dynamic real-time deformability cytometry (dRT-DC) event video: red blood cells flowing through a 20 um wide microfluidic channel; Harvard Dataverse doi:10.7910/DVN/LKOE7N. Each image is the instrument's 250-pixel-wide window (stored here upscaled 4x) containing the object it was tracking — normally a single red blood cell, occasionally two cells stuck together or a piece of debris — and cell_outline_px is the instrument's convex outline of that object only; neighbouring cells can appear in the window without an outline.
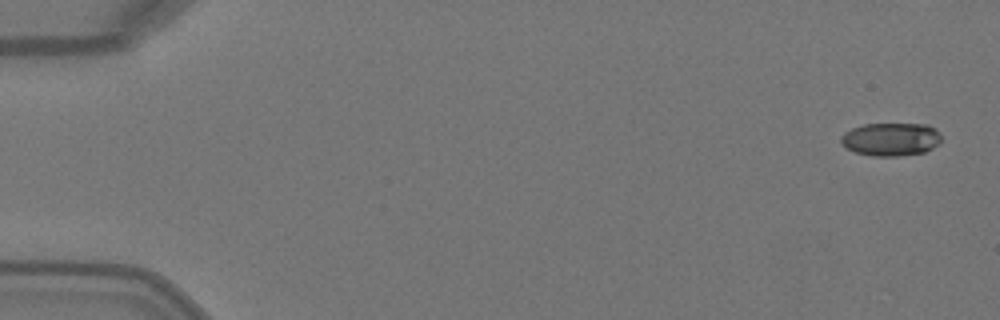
{"species": "Egyptian fruit bat (a non-hibernating species)", "species_latin": "Rousettus aegyptiacus", "temperature_condition": "warm", "stored_images_in_passage": 6, "camera_frame_rate_fps": 3000, "um_per_image_px": 0.085, "animal": {"sex": "female"}, "frame": {"image": 1, "passage_image": 1, "time_ms": 0.0, "image_size_px": [1000, 320], "cell_outline_px": [[940, 144], [924, 152], [900, 156], [872, 156], [856, 152], [848, 148], [840, 140], [840, 136], [844, 132], [852, 128], [864, 124], [928, 124], [936, 128], [940, 132]], "centroid_in_image_um": [75.76, 11.83], "position_along_channel_um": 9.2, "area_um2": 19.48}}
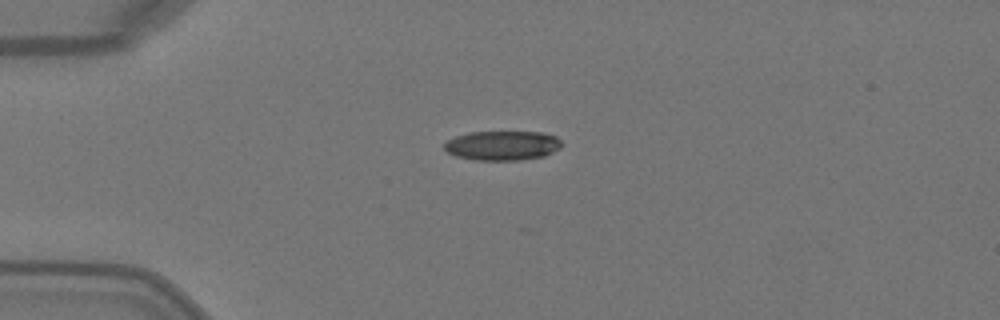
{"frame": {"image": 2, "passage_image": 4, "time_ms": 1.0, "image_size_px": [1000, 320], "cell_outline_px": [[564, 144], [560, 148], [544, 156], [520, 160], [476, 160], [456, 156], [448, 152], [444, 148], [444, 144], [448, 140], [456, 136], [468, 132], [544, 132], [556, 136]], "centroid_in_image_um": [42.73, 12.36], "position_along_channel_um": 42.3, "area_um2": 20.23}}
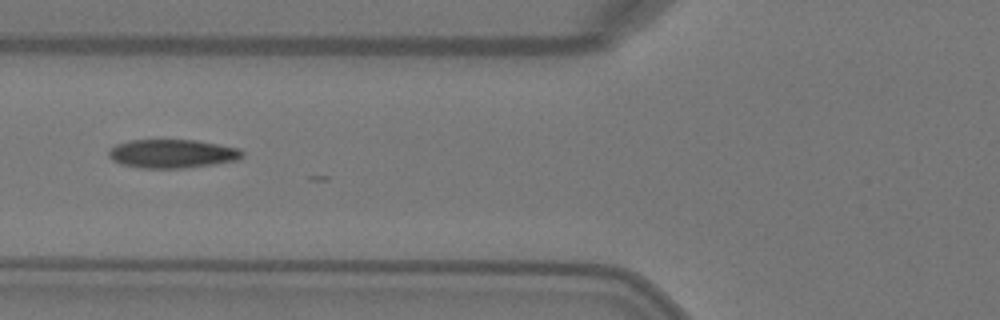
{"frame": {"image": 3, "passage_image": 6, "time_ms": 1.667, "image_size_px": [1000, 320], "cell_outline_px": [[244, 156], [236, 160], [212, 164], [184, 168], [140, 168], [120, 164], [112, 160], [108, 156], [108, 152], [116, 144], [128, 140], [196, 140], [240, 148], [244, 152]], "centroid_in_image_um": [14.63, 13.06], "position_along_channel_um": 111.2, "area_um2": 22.37}}